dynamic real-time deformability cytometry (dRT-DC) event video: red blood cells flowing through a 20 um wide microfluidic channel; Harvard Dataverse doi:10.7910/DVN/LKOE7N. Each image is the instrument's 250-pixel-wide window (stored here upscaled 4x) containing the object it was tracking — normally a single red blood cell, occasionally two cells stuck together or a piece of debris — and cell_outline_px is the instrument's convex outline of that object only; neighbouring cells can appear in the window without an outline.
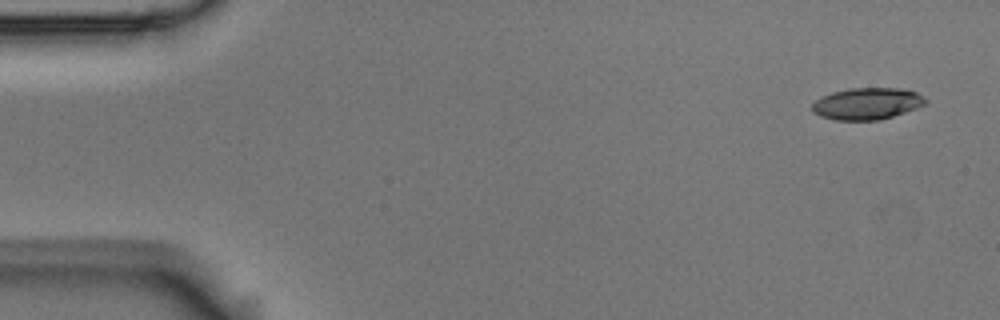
{"species": "Egyptian fruit bat (a non-hibernating species)", "species_latin": "Rousettus aegyptiacus", "temperature_condition": "room temperature", "stored_images_in_passage": 4, "camera_frame_rate_fps": 3000, "um_per_image_px": 0.085, "animal": {"sex": "male"}, "frame": {"image": 1, "passage_image": 1, "time_ms": 0.0, "image_size_px": [1000, 320], "cell_outline_px": [[928, 100], [924, 104], [916, 108], [880, 120], [836, 120], [820, 116], [812, 112], [812, 104], [816, 100], [832, 92], [848, 88], [900, 88], [916, 92], [924, 96]], "centroid_in_image_um": [73.7, 8.8], "position_along_channel_um": 11.3, "area_um2": 20.92}}
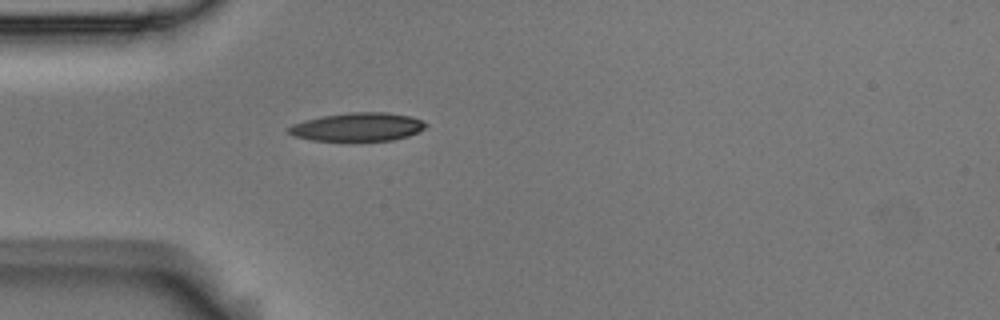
{"frame": {"image": 2, "passage_image": 4, "time_ms": 1.0, "image_size_px": [1000, 320], "cell_outline_px": [[428, 124], [424, 128], [408, 136], [392, 140], [312, 140], [292, 136], [288, 132], [288, 128], [292, 124], [304, 120], [320, 116], [352, 112], [388, 112], [408, 116], [420, 120]], "centroid_in_image_um": [30.36, 10.78], "position_along_channel_um": 54.6, "area_um2": 22.48}}